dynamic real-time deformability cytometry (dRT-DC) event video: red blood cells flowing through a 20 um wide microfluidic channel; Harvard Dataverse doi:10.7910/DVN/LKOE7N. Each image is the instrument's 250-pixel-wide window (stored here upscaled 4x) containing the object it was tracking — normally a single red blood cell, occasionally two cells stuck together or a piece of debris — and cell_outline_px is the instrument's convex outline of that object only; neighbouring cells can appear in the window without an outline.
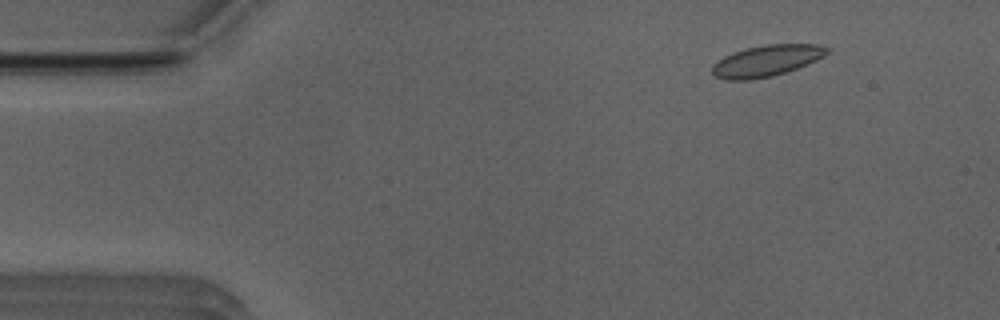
{"species": "Egyptian fruit bat (a non-hibernating species)", "species_latin": "Rousettus aegyptiacus", "temperature_condition": "room temperature", "stored_images_in_passage": 13, "camera_frame_rate_fps": 3000, "um_per_image_px": 0.085, "animal": {"sex": "male"}, "frame": {"image": 1, "passage_image": 6, "time_ms": 1.667, "image_size_px": [1000, 320], "cell_outline_px": [[832, 48], [824, 56], [816, 60], [796, 68], [772, 76], [752, 80], [724, 80], [716, 76], [712, 72], [712, 64], [724, 56], [732, 52], [744, 48], [764, 44], [820, 44]], "centroid_in_image_um": [65.14, 5.15], "position_along_channel_um": 19.9, "area_um2": 21.1}}